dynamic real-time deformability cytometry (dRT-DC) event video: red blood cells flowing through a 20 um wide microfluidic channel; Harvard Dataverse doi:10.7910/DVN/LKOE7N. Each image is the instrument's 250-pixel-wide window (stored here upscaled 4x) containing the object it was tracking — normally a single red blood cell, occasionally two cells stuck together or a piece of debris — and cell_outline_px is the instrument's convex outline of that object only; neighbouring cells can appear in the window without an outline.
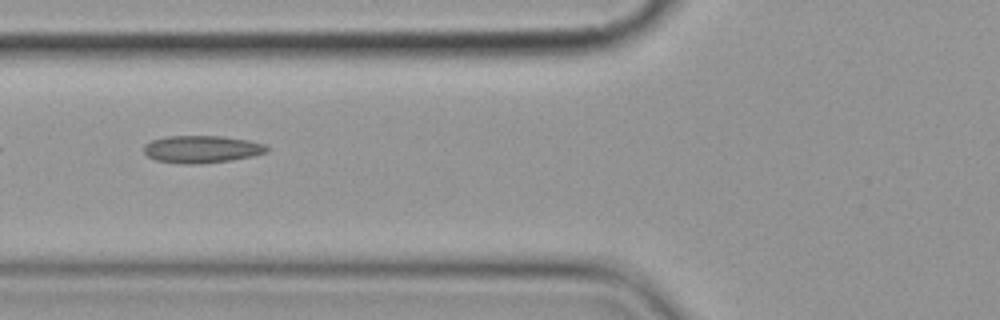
{"species": "common noctule bat (a hibernating species)", "species_latin": "Nyctalus noctula", "temperature_condition": "cold", "stored_images_in_passage": 8, "camera_frame_rate_fps": 3000, "um_per_image_px": 0.085, "animal": {"sex": "female", "body_mass_g": 19.9}, "frame": {"image": 1, "passage_image": 5, "time_ms": 4.667, "image_size_px": [1000, 320], "cell_outline_px": [[268, 152], [252, 156], [228, 160], [200, 164], [184, 164], [156, 160], [148, 156], [144, 152], [144, 144], [152, 140], [168, 136], [220, 136], [248, 140], [264, 144], [268, 148]], "centroid_in_image_um": [17.13, 12.68], "position_along_channel_um": 108.7, "area_um2": 19.48}}
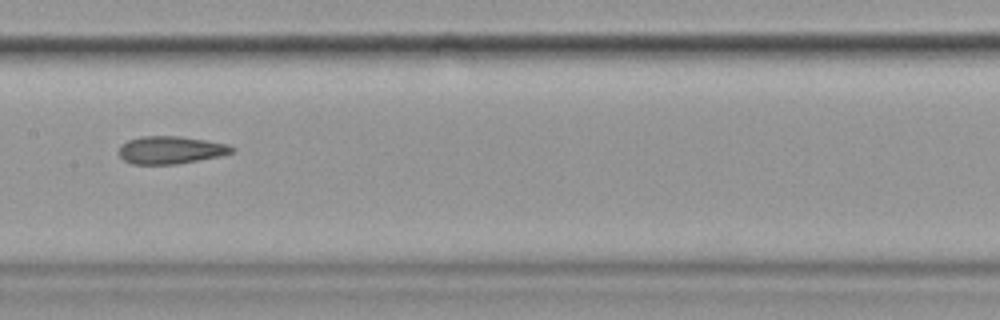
{"frame": {"image": 2, "passage_image": 7, "time_ms": 7.0, "image_size_px": [1000, 320], "cell_outline_px": [[236, 152], [220, 156], [176, 164], [132, 164], [124, 160], [120, 156], [120, 144], [128, 140], [140, 136], [180, 136], [228, 144], [236, 148]], "centroid_in_image_um": [14.53, 12.74], "position_along_channel_um": 192.9, "area_um2": 18.26}}
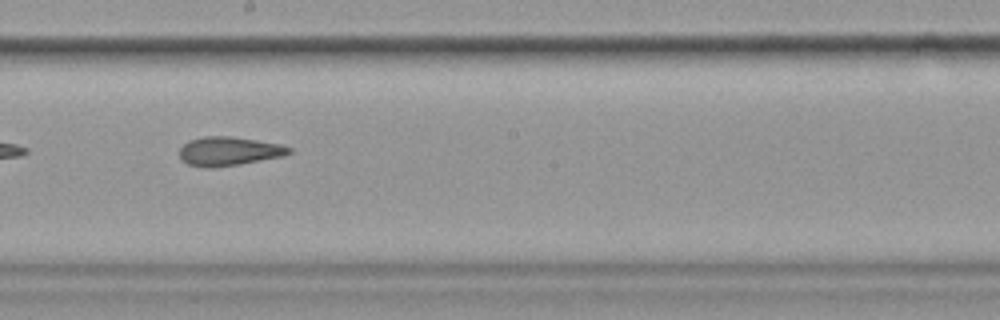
{"frame": {"image": 3, "passage_image": 8, "time_ms": 8.0, "image_size_px": [1000, 320], "cell_outline_px": [[292, 152], [284, 156], [240, 164], [208, 168], [204, 168], [188, 164], [180, 156], [180, 148], [188, 140], [204, 136], [232, 136], [280, 144], [292, 148]], "centroid_in_image_um": [19.47, 12.85], "position_along_channel_um": 228.7, "area_um2": 18.44}}